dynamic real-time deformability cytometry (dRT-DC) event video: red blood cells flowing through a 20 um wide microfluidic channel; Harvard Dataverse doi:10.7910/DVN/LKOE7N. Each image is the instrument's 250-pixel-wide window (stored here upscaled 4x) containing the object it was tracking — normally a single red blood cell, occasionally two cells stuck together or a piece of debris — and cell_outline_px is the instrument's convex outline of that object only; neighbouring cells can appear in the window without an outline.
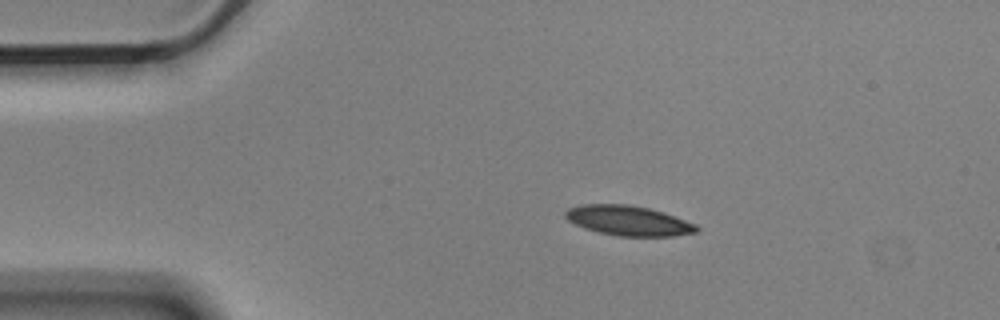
{"species": "Egyptian fruit bat (a non-hibernating species)", "species_latin": "Rousettus aegyptiacus", "temperature_condition": "cold", "stored_images_in_passage": 10, "camera_frame_rate_fps": 3000, "um_per_image_px": 0.085, "animal": {"sex": "male"}, "frame": {"image": 1, "passage_image": 2, "time_ms": 0.333, "image_size_px": [1000, 320], "cell_outline_px": [[700, 228], [696, 232], [672, 236], [616, 236], [584, 228], [568, 220], [564, 216], [564, 212], [568, 208], [580, 204], [628, 204], [648, 208], [664, 212], [696, 224]], "centroid_in_image_um": [53.4, 18.74], "position_along_channel_um": 31.6, "area_um2": 22.89}}
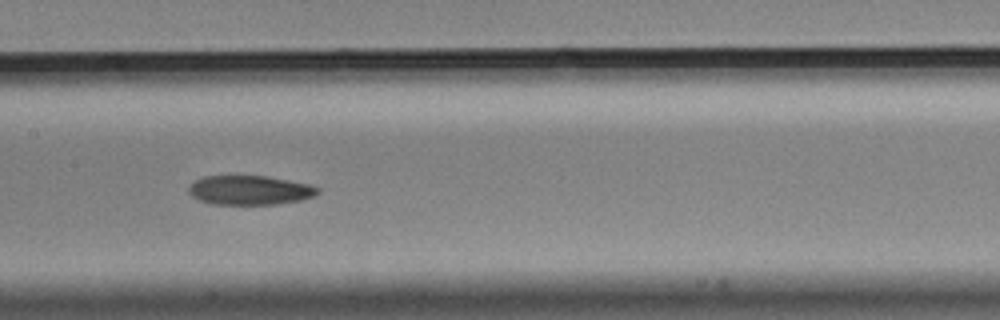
{"frame": {"image": 2, "passage_image": 7, "time_ms": 2.0, "image_size_px": [1000, 320], "cell_outline_px": [[320, 192], [312, 196], [300, 200], [276, 204], [212, 204], [200, 200], [192, 196], [188, 192], [188, 188], [196, 180], [204, 176], [268, 176], [308, 184], [320, 188]], "centroid_in_image_um": [21.23, 16.16], "position_along_channel_um": 186.2, "area_um2": 21.85}}
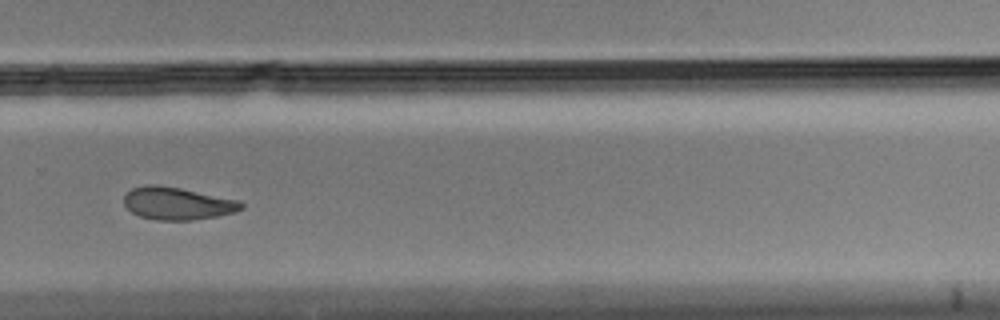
{"frame": {"image": 3, "passage_image": 10, "time_ms": 3.0, "image_size_px": [1000, 320], "cell_outline_px": [[244, 208], [236, 212], [216, 216], [192, 220], [156, 220], [140, 216], [132, 212], [124, 204], [124, 196], [132, 188], [144, 184], [156, 184], [180, 188], [240, 200], [244, 204]], "centroid_in_image_um": [15.09, 17.28], "position_along_channel_um": 314.7, "area_um2": 22.31}}